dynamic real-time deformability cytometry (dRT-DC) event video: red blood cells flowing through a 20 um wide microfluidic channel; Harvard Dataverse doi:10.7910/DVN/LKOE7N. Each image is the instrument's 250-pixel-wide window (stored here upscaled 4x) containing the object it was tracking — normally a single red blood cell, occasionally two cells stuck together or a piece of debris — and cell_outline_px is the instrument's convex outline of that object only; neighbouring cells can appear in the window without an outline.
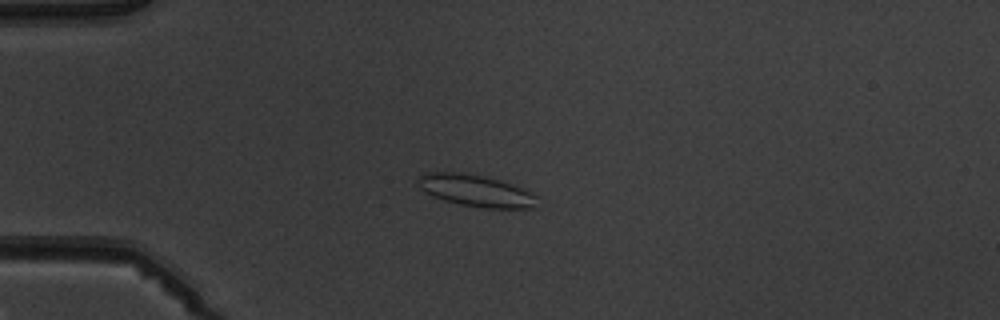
{"species": "common noctule bat (a hibernating species)", "species_latin": "Nyctalus noctula", "temperature_condition": "warm", "stored_images_in_passage": 5, "camera_frame_rate_fps": 3000, "um_per_image_px": 0.085, "animal": {"sex": "male", "body_mass_g": 19.5, "forearm_length_mm": 54.6}, "frame": {"image": 1, "passage_image": 3, "time_ms": 2.333, "image_size_px": [1000, 320], "cell_outline_px": [[540, 196], [536, 208], [484, 208], [460, 204], [444, 200], [432, 196], [424, 192], [416, 184], [416, 180], [424, 172], [468, 172], [488, 176], [500, 180], [532, 192]], "centroid_in_image_um": [40.46, 16.19], "position_along_channel_um": 44.5, "area_um2": 22.66}}
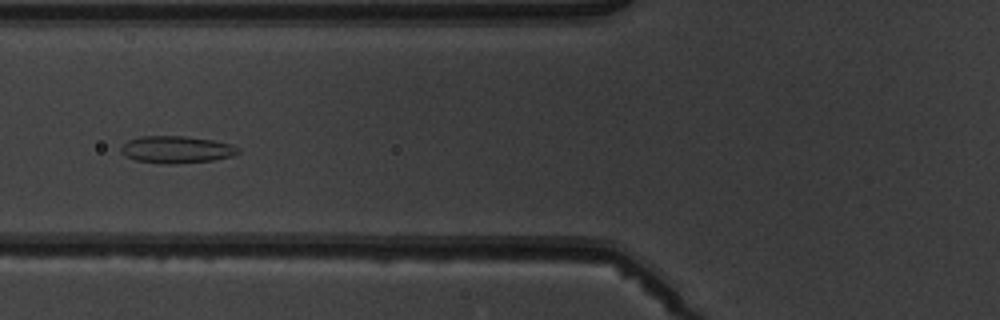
{"frame": {"image": 2, "passage_image": 5, "time_ms": 4.667, "image_size_px": [1000, 320], "cell_outline_px": [[240, 152], [232, 156], [212, 160], [172, 164], [160, 164], [136, 160], [120, 152], [120, 148], [128, 140], [140, 136], [184, 136], [212, 140], [232, 144], [240, 148]], "centroid_in_image_um": [15.01, 12.71], "position_along_channel_um": 110.8, "area_um2": 18.5}}